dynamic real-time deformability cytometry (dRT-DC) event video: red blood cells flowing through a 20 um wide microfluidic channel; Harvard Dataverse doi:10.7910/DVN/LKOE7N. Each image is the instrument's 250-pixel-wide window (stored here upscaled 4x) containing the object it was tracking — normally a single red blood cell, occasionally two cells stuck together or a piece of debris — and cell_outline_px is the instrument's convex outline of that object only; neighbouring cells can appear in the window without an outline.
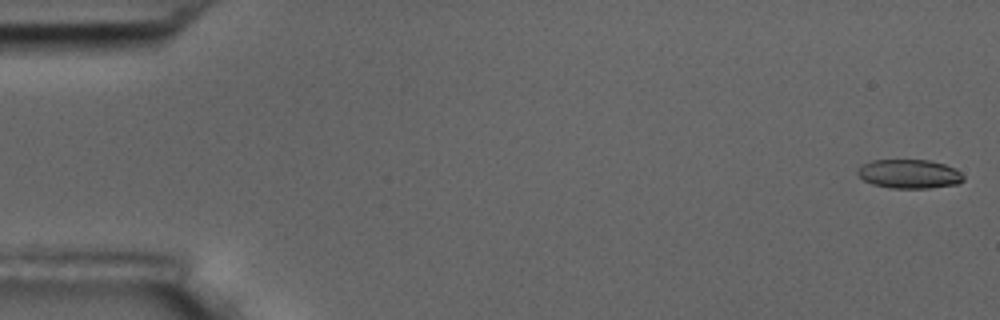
{"species": "common noctule bat (a hibernating species)", "species_latin": "Nyctalus noctula", "temperature_condition": "room temperature", "stored_images_in_passage": 9, "camera_frame_rate_fps": 3000, "um_per_image_px": 0.085, "animal": {"sex": "male", "body_mass_g": 17.5, "forearm_length_mm": 52.3}, "frame": {"image": 1, "passage_image": 1, "time_ms": 0.0, "image_size_px": [1000, 320], "cell_outline_px": [[964, 180], [956, 184], [928, 188], [888, 188], [872, 184], [864, 180], [856, 172], [856, 168], [872, 160], [928, 160], [944, 164], [956, 168], [964, 176]], "centroid_in_image_um": [77.28, 14.78], "position_along_channel_um": 7.7, "area_um2": 17.92}}
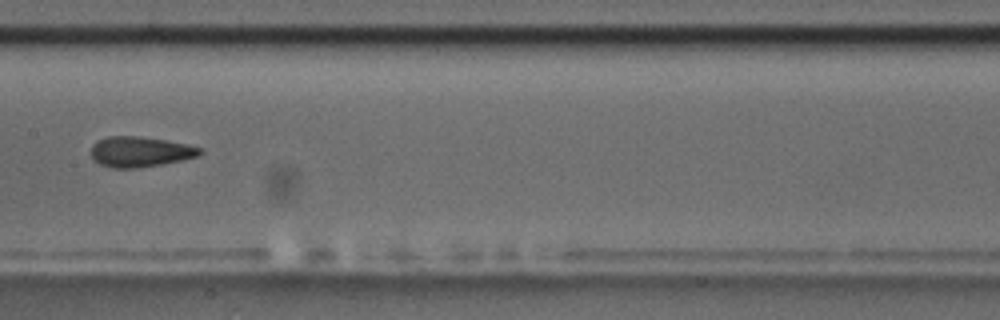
{"frame": {"image": 2, "passage_image": 9, "time_ms": 9.333, "image_size_px": [1000, 320], "cell_outline_px": [[204, 152], [200, 156], [160, 164], [136, 168], [112, 168], [100, 164], [92, 160], [92, 144], [96, 140], [108, 136], [136, 136], [164, 140], [188, 144], [200, 148]], "centroid_in_image_um": [11.89, 12.9], "position_along_channel_um": 195.5, "area_um2": 19.25}}